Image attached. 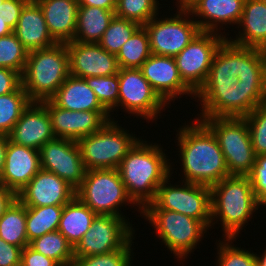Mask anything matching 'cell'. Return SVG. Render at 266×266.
<instances>
[{
    "label": "cell",
    "mask_w": 266,
    "mask_h": 266,
    "mask_svg": "<svg viewBox=\"0 0 266 266\" xmlns=\"http://www.w3.org/2000/svg\"><path fill=\"white\" fill-rule=\"evenodd\" d=\"M173 6L178 9L189 11L200 0H172Z\"/></svg>",
    "instance_id": "obj_50"
},
{
    "label": "cell",
    "mask_w": 266,
    "mask_h": 266,
    "mask_svg": "<svg viewBox=\"0 0 266 266\" xmlns=\"http://www.w3.org/2000/svg\"><path fill=\"white\" fill-rule=\"evenodd\" d=\"M190 120L181 122L175 131V156L181 161L182 175L178 176L181 181L211 187L229 176L224 155L213 132L202 121Z\"/></svg>",
    "instance_id": "obj_1"
},
{
    "label": "cell",
    "mask_w": 266,
    "mask_h": 266,
    "mask_svg": "<svg viewBox=\"0 0 266 266\" xmlns=\"http://www.w3.org/2000/svg\"><path fill=\"white\" fill-rule=\"evenodd\" d=\"M114 16L115 11L100 7L79 6L73 41L98 43Z\"/></svg>",
    "instance_id": "obj_29"
},
{
    "label": "cell",
    "mask_w": 266,
    "mask_h": 266,
    "mask_svg": "<svg viewBox=\"0 0 266 266\" xmlns=\"http://www.w3.org/2000/svg\"><path fill=\"white\" fill-rule=\"evenodd\" d=\"M84 80L94 91L100 104L110 113L112 120H118V118H114V115L117 117L118 113V73L110 76L85 77Z\"/></svg>",
    "instance_id": "obj_37"
},
{
    "label": "cell",
    "mask_w": 266,
    "mask_h": 266,
    "mask_svg": "<svg viewBox=\"0 0 266 266\" xmlns=\"http://www.w3.org/2000/svg\"><path fill=\"white\" fill-rule=\"evenodd\" d=\"M141 216L144 217V222H149L150 227L154 228L152 233L157 238L155 242L159 239L161 246L165 245L180 265L187 263L189 256L199 248L197 246L202 243L203 238H208L209 229L200 220L176 211L143 209Z\"/></svg>",
    "instance_id": "obj_5"
},
{
    "label": "cell",
    "mask_w": 266,
    "mask_h": 266,
    "mask_svg": "<svg viewBox=\"0 0 266 266\" xmlns=\"http://www.w3.org/2000/svg\"><path fill=\"white\" fill-rule=\"evenodd\" d=\"M237 239L221 237L216 240L215 266H257L255 252L250 247L246 250L241 245L239 247V244H234Z\"/></svg>",
    "instance_id": "obj_35"
},
{
    "label": "cell",
    "mask_w": 266,
    "mask_h": 266,
    "mask_svg": "<svg viewBox=\"0 0 266 266\" xmlns=\"http://www.w3.org/2000/svg\"><path fill=\"white\" fill-rule=\"evenodd\" d=\"M41 169L53 172L77 189L86 174L77 141L57 138L46 142L39 150Z\"/></svg>",
    "instance_id": "obj_16"
},
{
    "label": "cell",
    "mask_w": 266,
    "mask_h": 266,
    "mask_svg": "<svg viewBox=\"0 0 266 266\" xmlns=\"http://www.w3.org/2000/svg\"><path fill=\"white\" fill-rule=\"evenodd\" d=\"M263 252H255V258L257 260V266H266V247ZM259 253V254H258Z\"/></svg>",
    "instance_id": "obj_52"
},
{
    "label": "cell",
    "mask_w": 266,
    "mask_h": 266,
    "mask_svg": "<svg viewBox=\"0 0 266 266\" xmlns=\"http://www.w3.org/2000/svg\"><path fill=\"white\" fill-rule=\"evenodd\" d=\"M195 101L199 112L194 115L200 121L213 117H245L266 102V82L238 80L227 89H200Z\"/></svg>",
    "instance_id": "obj_7"
},
{
    "label": "cell",
    "mask_w": 266,
    "mask_h": 266,
    "mask_svg": "<svg viewBox=\"0 0 266 266\" xmlns=\"http://www.w3.org/2000/svg\"><path fill=\"white\" fill-rule=\"evenodd\" d=\"M40 169L39 150L16 145L8 137L5 165L0 184L17 195Z\"/></svg>",
    "instance_id": "obj_23"
},
{
    "label": "cell",
    "mask_w": 266,
    "mask_h": 266,
    "mask_svg": "<svg viewBox=\"0 0 266 266\" xmlns=\"http://www.w3.org/2000/svg\"><path fill=\"white\" fill-rule=\"evenodd\" d=\"M215 135L229 175L248 176L256 161L245 117H213L201 120Z\"/></svg>",
    "instance_id": "obj_11"
},
{
    "label": "cell",
    "mask_w": 266,
    "mask_h": 266,
    "mask_svg": "<svg viewBox=\"0 0 266 266\" xmlns=\"http://www.w3.org/2000/svg\"><path fill=\"white\" fill-rule=\"evenodd\" d=\"M171 160V175L158 187L154 200L144 209H165L200 220L210 230L211 225V190L209 186L179 180L173 173H179ZM173 166V167H172ZM175 170V172H174ZM177 171V172H176ZM180 183V184H179Z\"/></svg>",
    "instance_id": "obj_10"
},
{
    "label": "cell",
    "mask_w": 266,
    "mask_h": 266,
    "mask_svg": "<svg viewBox=\"0 0 266 266\" xmlns=\"http://www.w3.org/2000/svg\"><path fill=\"white\" fill-rule=\"evenodd\" d=\"M127 219L114 215H96L89 230L74 247V257L107 254L123 248L135 235Z\"/></svg>",
    "instance_id": "obj_15"
},
{
    "label": "cell",
    "mask_w": 266,
    "mask_h": 266,
    "mask_svg": "<svg viewBox=\"0 0 266 266\" xmlns=\"http://www.w3.org/2000/svg\"><path fill=\"white\" fill-rule=\"evenodd\" d=\"M7 144H8V136L0 135V178L4 170Z\"/></svg>",
    "instance_id": "obj_49"
},
{
    "label": "cell",
    "mask_w": 266,
    "mask_h": 266,
    "mask_svg": "<svg viewBox=\"0 0 266 266\" xmlns=\"http://www.w3.org/2000/svg\"><path fill=\"white\" fill-rule=\"evenodd\" d=\"M118 111L128 113L133 120L155 122L162 118L161 114L170 108L154 91L151 84L143 76L139 68H119ZM166 107V108H165ZM159 116V117H158Z\"/></svg>",
    "instance_id": "obj_12"
},
{
    "label": "cell",
    "mask_w": 266,
    "mask_h": 266,
    "mask_svg": "<svg viewBox=\"0 0 266 266\" xmlns=\"http://www.w3.org/2000/svg\"><path fill=\"white\" fill-rule=\"evenodd\" d=\"M256 156L266 154V102L245 116Z\"/></svg>",
    "instance_id": "obj_41"
},
{
    "label": "cell",
    "mask_w": 266,
    "mask_h": 266,
    "mask_svg": "<svg viewBox=\"0 0 266 266\" xmlns=\"http://www.w3.org/2000/svg\"><path fill=\"white\" fill-rule=\"evenodd\" d=\"M21 85L22 78L17 71L0 67V96L16 91Z\"/></svg>",
    "instance_id": "obj_44"
},
{
    "label": "cell",
    "mask_w": 266,
    "mask_h": 266,
    "mask_svg": "<svg viewBox=\"0 0 266 266\" xmlns=\"http://www.w3.org/2000/svg\"><path fill=\"white\" fill-rule=\"evenodd\" d=\"M141 27L140 24L114 16L98 44L117 55L122 45Z\"/></svg>",
    "instance_id": "obj_38"
},
{
    "label": "cell",
    "mask_w": 266,
    "mask_h": 266,
    "mask_svg": "<svg viewBox=\"0 0 266 266\" xmlns=\"http://www.w3.org/2000/svg\"><path fill=\"white\" fill-rule=\"evenodd\" d=\"M51 100L58 107L71 111H107L84 78L72 75L61 84Z\"/></svg>",
    "instance_id": "obj_27"
},
{
    "label": "cell",
    "mask_w": 266,
    "mask_h": 266,
    "mask_svg": "<svg viewBox=\"0 0 266 266\" xmlns=\"http://www.w3.org/2000/svg\"><path fill=\"white\" fill-rule=\"evenodd\" d=\"M238 80L266 82L265 52L226 38L217 49L208 78L200 89H227Z\"/></svg>",
    "instance_id": "obj_4"
},
{
    "label": "cell",
    "mask_w": 266,
    "mask_h": 266,
    "mask_svg": "<svg viewBox=\"0 0 266 266\" xmlns=\"http://www.w3.org/2000/svg\"><path fill=\"white\" fill-rule=\"evenodd\" d=\"M142 138L118 167L128 197L141 211L154 200L158 187L171 175L167 149L161 143Z\"/></svg>",
    "instance_id": "obj_2"
},
{
    "label": "cell",
    "mask_w": 266,
    "mask_h": 266,
    "mask_svg": "<svg viewBox=\"0 0 266 266\" xmlns=\"http://www.w3.org/2000/svg\"><path fill=\"white\" fill-rule=\"evenodd\" d=\"M13 32L28 52L58 43L51 36L41 7L35 0H29L24 5Z\"/></svg>",
    "instance_id": "obj_24"
},
{
    "label": "cell",
    "mask_w": 266,
    "mask_h": 266,
    "mask_svg": "<svg viewBox=\"0 0 266 266\" xmlns=\"http://www.w3.org/2000/svg\"><path fill=\"white\" fill-rule=\"evenodd\" d=\"M47 109L53 134L57 138L78 141L99 131L112 120L108 111H71L58 107L51 99L41 102Z\"/></svg>",
    "instance_id": "obj_17"
},
{
    "label": "cell",
    "mask_w": 266,
    "mask_h": 266,
    "mask_svg": "<svg viewBox=\"0 0 266 266\" xmlns=\"http://www.w3.org/2000/svg\"><path fill=\"white\" fill-rule=\"evenodd\" d=\"M256 200L266 196V154L256 156V161L248 175Z\"/></svg>",
    "instance_id": "obj_42"
},
{
    "label": "cell",
    "mask_w": 266,
    "mask_h": 266,
    "mask_svg": "<svg viewBox=\"0 0 266 266\" xmlns=\"http://www.w3.org/2000/svg\"><path fill=\"white\" fill-rule=\"evenodd\" d=\"M79 6L100 7L105 10L116 11V0H78Z\"/></svg>",
    "instance_id": "obj_47"
},
{
    "label": "cell",
    "mask_w": 266,
    "mask_h": 266,
    "mask_svg": "<svg viewBox=\"0 0 266 266\" xmlns=\"http://www.w3.org/2000/svg\"><path fill=\"white\" fill-rule=\"evenodd\" d=\"M76 196V189L53 172L40 169L16 197L26 207L64 206Z\"/></svg>",
    "instance_id": "obj_20"
},
{
    "label": "cell",
    "mask_w": 266,
    "mask_h": 266,
    "mask_svg": "<svg viewBox=\"0 0 266 266\" xmlns=\"http://www.w3.org/2000/svg\"><path fill=\"white\" fill-rule=\"evenodd\" d=\"M69 54V74L79 78L115 75L119 66L115 54L98 43H66Z\"/></svg>",
    "instance_id": "obj_19"
},
{
    "label": "cell",
    "mask_w": 266,
    "mask_h": 266,
    "mask_svg": "<svg viewBox=\"0 0 266 266\" xmlns=\"http://www.w3.org/2000/svg\"><path fill=\"white\" fill-rule=\"evenodd\" d=\"M16 145L35 150L55 138L50 115L41 102H31L8 135Z\"/></svg>",
    "instance_id": "obj_21"
},
{
    "label": "cell",
    "mask_w": 266,
    "mask_h": 266,
    "mask_svg": "<svg viewBox=\"0 0 266 266\" xmlns=\"http://www.w3.org/2000/svg\"><path fill=\"white\" fill-rule=\"evenodd\" d=\"M29 246L36 252L53 259L60 266H72L74 248L58 230L32 240Z\"/></svg>",
    "instance_id": "obj_32"
},
{
    "label": "cell",
    "mask_w": 266,
    "mask_h": 266,
    "mask_svg": "<svg viewBox=\"0 0 266 266\" xmlns=\"http://www.w3.org/2000/svg\"><path fill=\"white\" fill-rule=\"evenodd\" d=\"M173 12L171 15L170 11H165L164 16L161 12L143 26L154 55L175 57L201 31L189 11L177 8Z\"/></svg>",
    "instance_id": "obj_13"
},
{
    "label": "cell",
    "mask_w": 266,
    "mask_h": 266,
    "mask_svg": "<svg viewBox=\"0 0 266 266\" xmlns=\"http://www.w3.org/2000/svg\"><path fill=\"white\" fill-rule=\"evenodd\" d=\"M263 208V209H261ZM265 208V209H264ZM260 210H266V196H264L260 201H259V211Z\"/></svg>",
    "instance_id": "obj_53"
},
{
    "label": "cell",
    "mask_w": 266,
    "mask_h": 266,
    "mask_svg": "<svg viewBox=\"0 0 266 266\" xmlns=\"http://www.w3.org/2000/svg\"><path fill=\"white\" fill-rule=\"evenodd\" d=\"M4 0H0V6L3 4Z\"/></svg>",
    "instance_id": "obj_54"
},
{
    "label": "cell",
    "mask_w": 266,
    "mask_h": 266,
    "mask_svg": "<svg viewBox=\"0 0 266 266\" xmlns=\"http://www.w3.org/2000/svg\"><path fill=\"white\" fill-rule=\"evenodd\" d=\"M15 198L16 195L12 191L0 184V216Z\"/></svg>",
    "instance_id": "obj_48"
},
{
    "label": "cell",
    "mask_w": 266,
    "mask_h": 266,
    "mask_svg": "<svg viewBox=\"0 0 266 266\" xmlns=\"http://www.w3.org/2000/svg\"><path fill=\"white\" fill-rule=\"evenodd\" d=\"M135 238L136 235L123 248L107 254L74 257L72 266H133Z\"/></svg>",
    "instance_id": "obj_39"
},
{
    "label": "cell",
    "mask_w": 266,
    "mask_h": 266,
    "mask_svg": "<svg viewBox=\"0 0 266 266\" xmlns=\"http://www.w3.org/2000/svg\"><path fill=\"white\" fill-rule=\"evenodd\" d=\"M31 102L22 85L16 91L0 96V135L11 133Z\"/></svg>",
    "instance_id": "obj_34"
},
{
    "label": "cell",
    "mask_w": 266,
    "mask_h": 266,
    "mask_svg": "<svg viewBox=\"0 0 266 266\" xmlns=\"http://www.w3.org/2000/svg\"><path fill=\"white\" fill-rule=\"evenodd\" d=\"M28 53L14 32L0 37V67L17 71L22 76Z\"/></svg>",
    "instance_id": "obj_40"
},
{
    "label": "cell",
    "mask_w": 266,
    "mask_h": 266,
    "mask_svg": "<svg viewBox=\"0 0 266 266\" xmlns=\"http://www.w3.org/2000/svg\"><path fill=\"white\" fill-rule=\"evenodd\" d=\"M63 206L26 207V233L28 243L42 235L56 231Z\"/></svg>",
    "instance_id": "obj_31"
},
{
    "label": "cell",
    "mask_w": 266,
    "mask_h": 266,
    "mask_svg": "<svg viewBox=\"0 0 266 266\" xmlns=\"http://www.w3.org/2000/svg\"><path fill=\"white\" fill-rule=\"evenodd\" d=\"M97 214L77 196L63 206L58 231L64 235L73 248L89 230Z\"/></svg>",
    "instance_id": "obj_28"
},
{
    "label": "cell",
    "mask_w": 266,
    "mask_h": 266,
    "mask_svg": "<svg viewBox=\"0 0 266 266\" xmlns=\"http://www.w3.org/2000/svg\"><path fill=\"white\" fill-rule=\"evenodd\" d=\"M244 2L245 0H200L189 12L201 31L216 32L228 37L230 33H226L225 28L232 27L234 30V25L236 28L241 19Z\"/></svg>",
    "instance_id": "obj_22"
},
{
    "label": "cell",
    "mask_w": 266,
    "mask_h": 266,
    "mask_svg": "<svg viewBox=\"0 0 266 266\" xmlns=\"http://www.w3.org/2000/svg\"><path fill=\"white\" fill-rule=\"evenodd\" d=\"M210 190V229L219 224L217 228H222V238L239 237L248 222H252V217L259 213V202L255 198L249 177L229 175L211 186Z\"/></svg>",
    "instance_id": "obj_3"
},
{
    "label": "cell",
    "mask_w": 266,
    "mask_h": 266,
    "mask_svg": "<svg viewBox=\"0 0 266 266\" xmlns=\"http://www.w3.org/2000/svg\"><path fill=\"white\" fill-rule=\"evenodd\" d=\"M139 69L169 107L185 95L195 101V93L181 79L174 57L152 54Z\"/></svg>",
    "instance_id": "obj_18"
},
{
    "label": "cell",
    "mask_w": 266,
    "mask_h": 266,
    "mask_svg": "<svg viewBox=\"0 0 266 266\" xmlns=\"http://www.w3.org/2000/svg\"><path fill=\"white\" fill-rule=\"evenodd\" d=\"M21 266H60L56 261L36 252L29 245L21 251Z\"/></svg>",
    "instance_id": "obj_46"
},
{
    "label": "cell",
    "mask_w": 266,
    "mask_h": 266,
    "mask_svg": "<svg viewBox=\"0 0 266 266\" xmlns=\"http://www.w3.org/2000/svg\"><path fill=\"white\" fill-rule=\"evenodd\" d=\"M22 249L0 238V266H21Z\"/></svg>",
    "instance_id": "obj_45"
},
{
    "label": "cell",
    "mask_w": 266,
    "mask_h": 266,
    "mask_svg": "<svg viewBox=\"0 0 266 266\" xmlns=\"http://www.w3.org/2000/svg\"><path fill=\"white\" fill-rule=\"evenodd\" d=\"M158 0H117L115 16L134 21L141 26L148 23L157 14H160L161 8H164Z\"/></svg>",
    "instance_id": "obj_36"
},
{
    "label": "cell",
    "mask_w": 266,
    "mask_h": 266,
    "mask_svg": "<svg viewBox=\"0 0 266 266\" xmlns=\"http://www.w3.org/2000/svg\"><path fill=\"white\" fill-rule=\"evenodd\" d=\"M76 196L97 215H114L129 221L121 211L128 205L141 217V210L128 197L118 169L87 170Z\"/></svg>",
    "instance_id": "obj_8"
},
{
    "label": "cell",
    "mask_w": 266,
    "mask_h": 266,
    "mask_svg": "<svg viewBox=\"0 0 266 266\" xmlns=\"http://www.w3.org/2000/svg\"><path fill=\"white\" fill-rule=\"evenodd\" d=\"M233 31L235 36L226 37L234 44L266 49V5L262 0H245L241 19Z\"/></svg>",
    "instance_id": "obj_25"
},
{
    "label": "cell",
    "mask_w": 266,
    "mask_h": 266,
    "mask_svg": "<svg viewBox=\"0 0 266 266\" xmlns=\"http://www.w3.org/2000/svg\"><path fill=\"white\" fill-rule=\"evenodd\" d=\"M0 238L23 249L28 246L26 206L16 197L0 216Z\"/></svg>",
    "instance_id": "obj_30"
},
{
    "label": "cell",
    "mask_w": 266,
    "mask_h": 266,
    "mask_svg": "<svg viewBox=\"0 0 266 266\" xmlns=\"http://www.w3.org/2000/svg\"><path fill=\"white\" fill-rule=\"evenodd\" d=\"M225 39L216 32L200 31L174 57L181 79L195 94L205 84L214 55Z\"/></svg>",
    "instance_id": "obj_14"
},
{
    "label": "cell",
    "mask_w": 266,
    "mask_h": 266,
    "mask_svg": "<svg viewBox=\"0 0 266 266\" xmlns=\"http://www.w3.org/2000/svg\"><path fill=\"white\" fill-rule=\"evenodd\" d=\"M152 55L146 29L141 26L121 47L116 58L119 68H140Z\"/></svg>",
    "instance_id": "obj_33"
},
{
    "label": "cell",
    "mask_w": 266,
    "mask_h": 266,
    "mask_svg": "<svg viewBox=\"0 0 266 266\" xmlns=\"http://www.w3.org/2000/svg\"><path fill=\"white\" fill-rule=\"evenodd\" d=\"M44 14L51 36L58 43L73 41L78 15V0H35Z\"/></svg>",
    "instance_id": "obj_26"
},
{
    "label": "cell",
    "mask_w": 266,
    "mask_h": 266,
    "mask_svg": "<svg viewBox=\"0 0 266 266\" xmlns=\"http://www.w3.org/2000/svg\"><path fill=\"white\" fill-rule=\"evenodd\" d=\"M69 75L66 43H56L28 53L22 86L32 102H42L50 100Z\"/></svg>",
    "instance_id": "obj_6"
},
{
    "label": "cell",
    "mask_w": 266,
    "mask_h": 266,
    "mask_svg": "<svg viewBox=\"0 0 266 266\" xmlns=\"http://www.w3.org/2000/svg\"><path fill=\"white\" fill-rule=\"evenodd\" d=\"M29 0H4L0 6V16L14 30L17 26L20 13Z\"/></svg>",
    "instance_id": "obj_43"
},
{
    "label": "cell",
    "mask_w": 266,
    "mask_h": 266,
    "mask_svg": "<svg viewBox=\"0 0 266 266\" xmlns=\"http://www.w3.org/2000/svg\"><path fill=\"white\" fill-rule=\"evenodd\" d=\"M13 29L5 22L4 17L0 16V37L9 35Z\"/></svg>",
    "instance_id": "obj_51"
},
{
    "label": "cell",
    "mask_w": 266,
    "mask_h": 266,
    "mask_svg": "<svg viewBox=\"0 0 266 266\" xmlns=\"http://www.w3.org/2000/svg\"><path fill=\"white\" fill-rule=\"evenodd\" d=\"M120 120L108 121L99 131L77 141L87 170L118 169L129 150L141 138Z\"/></svg>",
    "instance_id": "obj_9"
}]
</instances>
